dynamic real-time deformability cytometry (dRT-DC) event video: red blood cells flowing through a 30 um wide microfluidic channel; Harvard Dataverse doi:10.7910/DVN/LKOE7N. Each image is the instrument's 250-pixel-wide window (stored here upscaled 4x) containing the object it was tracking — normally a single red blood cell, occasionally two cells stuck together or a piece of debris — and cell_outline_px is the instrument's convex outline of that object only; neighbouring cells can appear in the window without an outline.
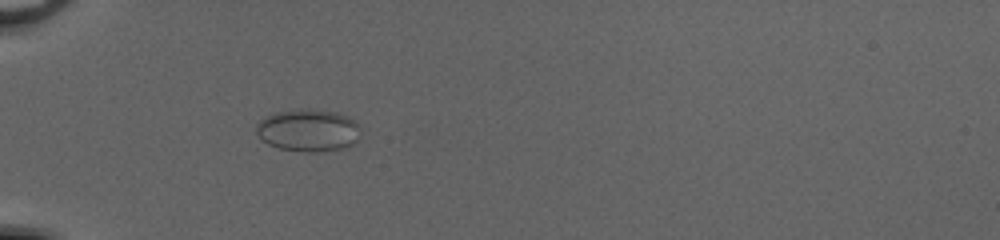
{"species": "common noctule bat (a hibernating species)", "species_latin": "Nyctalus noctula", "temperature_condition": "cold", "stored_images_in_passage": 52, "camera_frame_rate_fps": 3000, "um_per_image_px": 0.085, "animal": {"sex": "female", "body_mass_g": 20.0, "forearm_length_mm": 54.0}, "frame": {"image": 1, "passage_image": 19, "time_ms": 6.0, "image_size_px": [1000, 240], "cell_outline_px": [[356, 140], [348, 148], [316, 152], [308, 152], [280, 148], [268, 144], [256, 132], [256, 124], [260, 120], [276, 112], [332, 112], [344, 116], [352, 120], [356, 124]], "centroid_in_image_um": [26.15, 11.14], "position_along_channel_um": 58.8, "area_um2": 24.28}}
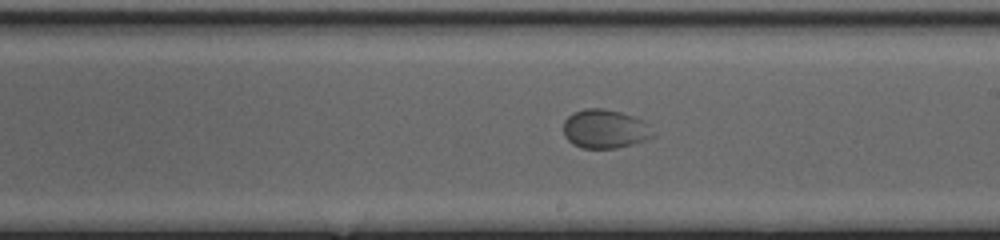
{"frame": {"image": 2, "passage_image": 33, "time_ms": 10.667, "image_size_px": [1000, 240], "cell_outline_px": [[652, 136], [644, 140], [632, 144], [616, 148], [580, 148], [572, 144], [564, 136], [564, 120], [572, 112], [584, 108], [604, 108], [620, 112], [632, 116], [640, 120]], "centroid_in_image_um": [51.29, 10.96], "position_along_channel_um": 237.7, "area_um2": 19.83}}
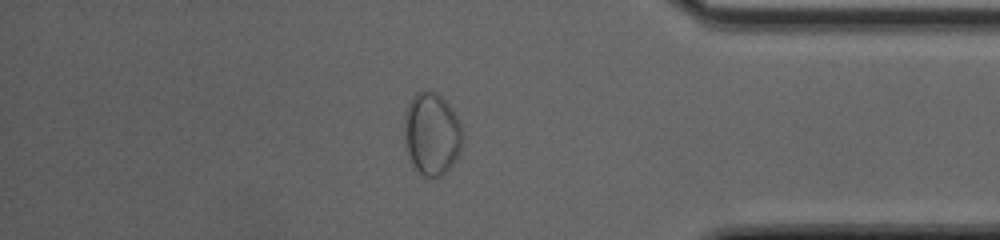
{"frame": {"image": 3, "passage_image": 46, "time_ms": 15.0, "image_size_px": [1000, 240], "cell_outline_px": [[464, 136], [460, 148], [452, 164], [440, 176], [424, 176], [412, 164], [408, 152], [404, 128], [404, 116], [408, 104], [412, 96], [416, 92], [436, 92], [448, 104], [456, 116], [464, 132]], "centroid_in_image_um": [36.7, 11.35], "position_along_channel_um": 398.5, "area_um2": 27.46}}